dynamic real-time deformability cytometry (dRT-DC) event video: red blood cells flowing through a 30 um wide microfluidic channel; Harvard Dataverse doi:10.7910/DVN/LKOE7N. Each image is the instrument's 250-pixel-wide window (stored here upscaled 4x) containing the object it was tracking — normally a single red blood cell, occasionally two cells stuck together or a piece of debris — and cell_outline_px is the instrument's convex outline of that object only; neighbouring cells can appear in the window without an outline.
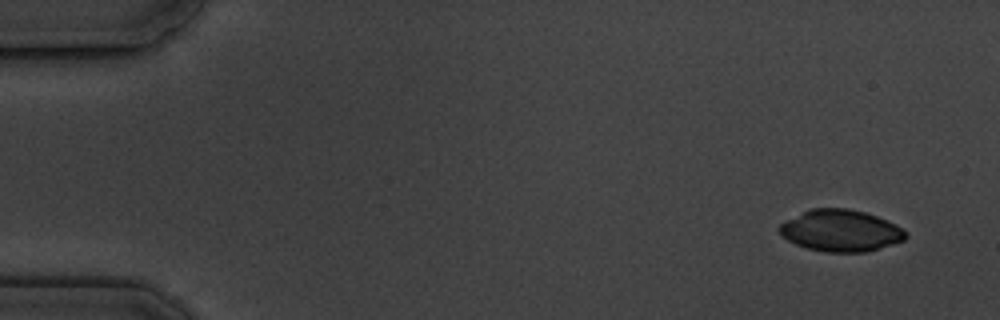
{"species": "common noctule bat (a hibernating species)", "species_latin": "Nyctalus noctula", "temperature_condition": "cold", "stored_images_in_passage": 5, "camera_frame_rate_fps": 3000, "um_per_image_px": 0.085, "animal": {"sex": "male", "body_mass_g": 19.5, "forearm_length_mm": 54.6}, "frame": {"image": 1, "passage_image": 1, "time_ms": 0.0, "image_size_px": [1000, 320], "cell_outline_px": [[908, 236], [904, 240], [880, 248], [864, 252], [824, 252], [808, 248], [796, 244], [788, 240], [776, 228], [780, 224], [812, 208], [848, 208], [864, 212], [888, 220], [904, 228], [908, 232]], "centroid_in_image_um": [71.51, 19.61], "position_along_channel_um": 13.5, "area_um2": 30.58}}